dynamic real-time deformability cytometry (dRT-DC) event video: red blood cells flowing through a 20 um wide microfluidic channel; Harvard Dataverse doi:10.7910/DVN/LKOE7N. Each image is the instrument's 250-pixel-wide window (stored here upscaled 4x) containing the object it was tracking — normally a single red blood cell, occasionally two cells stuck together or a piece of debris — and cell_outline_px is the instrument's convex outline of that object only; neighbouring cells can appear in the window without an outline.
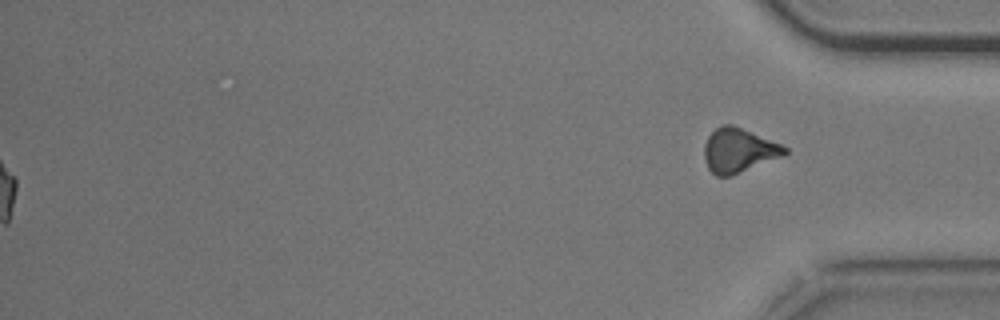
{"species": "common noctule bat (a hibernating species)", "species_latin": "Nyctalus noctula", "temperature_condition": "cold", "stored_images_in_passage": 55, "segment_of_instrument_passage": [2, 2], "camera_frame_rate_fps": 3000, "um_per_image_px": 0.085, "animal": {"sex": "male", "body_mass_g": 20.5, "forearm_length_mm": 52.5}, "frame": {"image": 1, "passage_image": 55, "time_ms": 18.0, "image_size_px": [1000, 320], "cell_outline_px": [[788, 152], [784, 156], [732, 176], [716, 176], [708, 168], [704, 160], [704, 144], [708, 136], [716, 128], [724, 124], [732, 124], [780, 144], [788, 148]], "centroid_in_image_um": [62.78, 12.8], "position_along_channel_um": 372.4, "area_um2": 20.81}}